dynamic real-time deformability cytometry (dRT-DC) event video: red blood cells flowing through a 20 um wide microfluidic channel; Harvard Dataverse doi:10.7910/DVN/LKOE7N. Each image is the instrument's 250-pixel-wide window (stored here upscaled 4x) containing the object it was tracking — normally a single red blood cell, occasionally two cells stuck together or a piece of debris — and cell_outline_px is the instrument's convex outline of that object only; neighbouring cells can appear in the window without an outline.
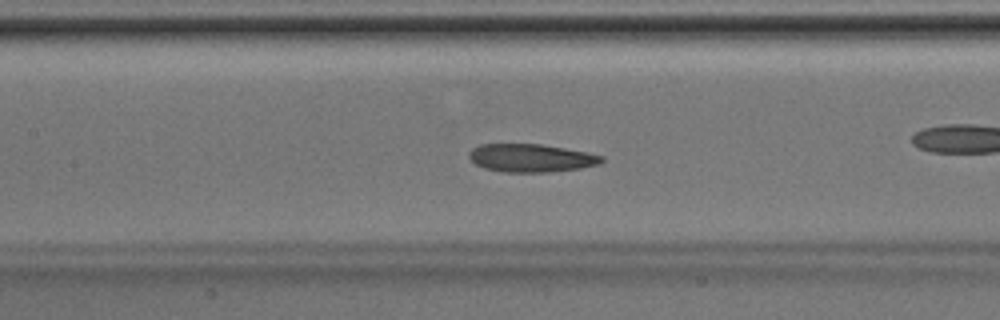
{"species": "Egyptian fruit bat (a non-hibernating species)", "species_latin": "Rousettus aegyptiacus", "temperature_condition": "room temperature", "stored_images_in_passage": 46, "camera_frame_rate_fps": 3000, "um_per_image_px": 0.085, "animal": {"sex": "male"}, "frame": {"image": 1, "passage_image": 20, "time_ms": 6.333, "image_size_px": [1000, 320], "cell_outline_px": [[604, 160], [600, 164], [580, 168], [548, 172], [504, 172], [484, 168], [476, 164], [468, 156], [468, 152], [472, 148], [480, 144], [540, 144], [588, 152], [604, 156]], "centroid_in_image_um": [45.14, 13.42], "position_along_channel_um": 162.3, "area_um2": 21.73}}